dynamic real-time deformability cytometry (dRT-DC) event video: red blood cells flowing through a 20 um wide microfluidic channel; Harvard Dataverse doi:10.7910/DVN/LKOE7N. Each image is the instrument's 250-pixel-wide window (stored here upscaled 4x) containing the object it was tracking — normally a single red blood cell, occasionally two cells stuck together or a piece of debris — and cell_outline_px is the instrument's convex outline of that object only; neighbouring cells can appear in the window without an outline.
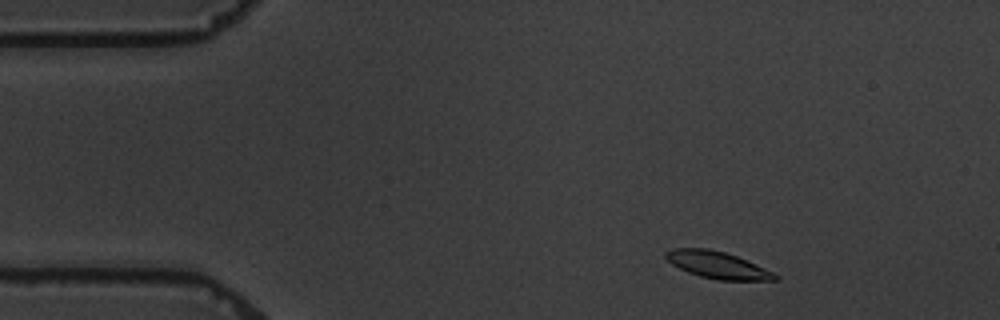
{"species": "common noctule bat (a hibernating species)", "species_latin": "Nyctalus noctula", "temperature_condition": "warm", "stored_images_in_passage": 4, "camera_frame_rate_fps": 3000, "um_per_image_px": 0.085, "animal": {"sex": "male", "body_mass_g": 19.5, "forearm_length_mm": 54.6}, "frame": {"image": 1, "passage_image": 2, "time_ms": 1.0, "image_size_px": [1000, 320], "cell_outline_px": [[780, 276], [776, 280], [716, 280], [700, 276], [688, 272], [672, 264], [664, 256], [664, 252], [672, 248], [708, 248], [724, 252], [736, 256], [756, 264]], "centroid_in_image_um": [60.96, 22.52], "position_along_channel_um": 24.0, "area_um2": 17.05}}